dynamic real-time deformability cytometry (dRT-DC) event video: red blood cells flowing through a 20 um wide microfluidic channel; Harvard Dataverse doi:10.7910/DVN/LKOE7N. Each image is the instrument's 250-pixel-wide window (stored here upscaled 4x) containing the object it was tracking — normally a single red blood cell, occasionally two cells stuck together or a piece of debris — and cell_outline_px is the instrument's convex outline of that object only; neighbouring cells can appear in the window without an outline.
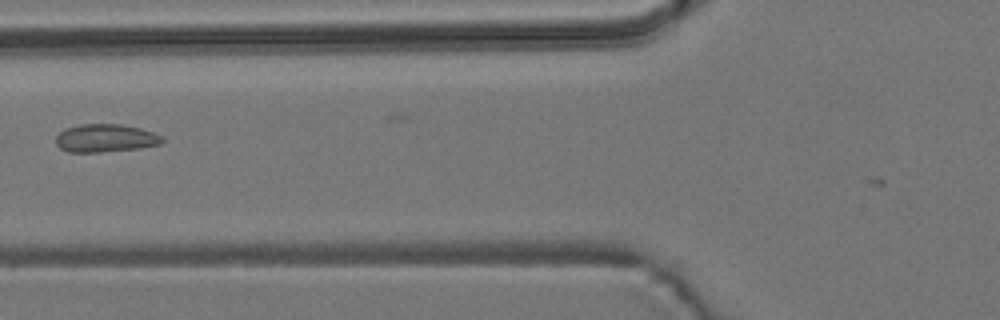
{"species": "common noctule bat (a hibernating species)", "species_latin": "Nyctalus noctula", "temperature_condition": "room temperature", "stored_images_in_passage": 4, "camera_frame_rate_fps": 3000, "um_per_image_px": 0.085, "animal": {"sex": "male", "body_mass_g": 19.2, "forearm_length_mm": 51.8}, "frame": {"image": 1, "passage_image": 4, "time_ms": 3.333, "image_size_px": [1000, 320], "cell_outline_px": [[164, 140], [160, 144], [140, 148], [100, 152], [68, 152], [60, 148], [56, 144], [56, 136], [64, 128], [80, 124], [120, 124], [140, 128], [164, 136]], "centroid_in_image_um": [8.96, 11.74], "position_along_channel_um": 116.8, "area_um2": 17.46}}